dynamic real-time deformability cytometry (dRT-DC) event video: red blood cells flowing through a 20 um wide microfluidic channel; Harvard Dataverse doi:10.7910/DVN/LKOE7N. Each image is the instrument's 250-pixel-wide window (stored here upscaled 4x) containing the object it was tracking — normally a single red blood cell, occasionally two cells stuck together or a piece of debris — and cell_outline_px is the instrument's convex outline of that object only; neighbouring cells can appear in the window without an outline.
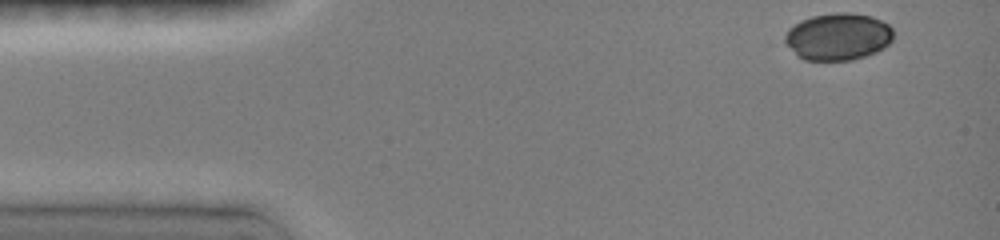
{"species": "common noctule bat (a hibernating species)", "species_latin": "Nyctalus noctula", "temperature_condition": "room temperature", "stored_images_in_passage": 8, "camera_frame_rate_fps": 3000, "um_per_image_px": 0.085, "animal": {"sex": "female", "body_mass_g": 19.0, "forearm_length_mm": 51.5}, "frame": {"image": 1, "passage_image": 1, "time_ms": 0.0, "image_size_px": [1000, 240], "cell_outline_px": [[892, 40], [884, 48], [876, 52], [852, 60], [804, 60], [796, 56], [784, 44], [784, 36], [788, 28], [800, 20], [812, 16], [836, 12], [848, 12], [872, 16], [888, 24], [892, 28]], "centroid_in_image_um": [71.19, 3.11], "position_along_channel_um": 13.8, "area_um2": 30.11}}